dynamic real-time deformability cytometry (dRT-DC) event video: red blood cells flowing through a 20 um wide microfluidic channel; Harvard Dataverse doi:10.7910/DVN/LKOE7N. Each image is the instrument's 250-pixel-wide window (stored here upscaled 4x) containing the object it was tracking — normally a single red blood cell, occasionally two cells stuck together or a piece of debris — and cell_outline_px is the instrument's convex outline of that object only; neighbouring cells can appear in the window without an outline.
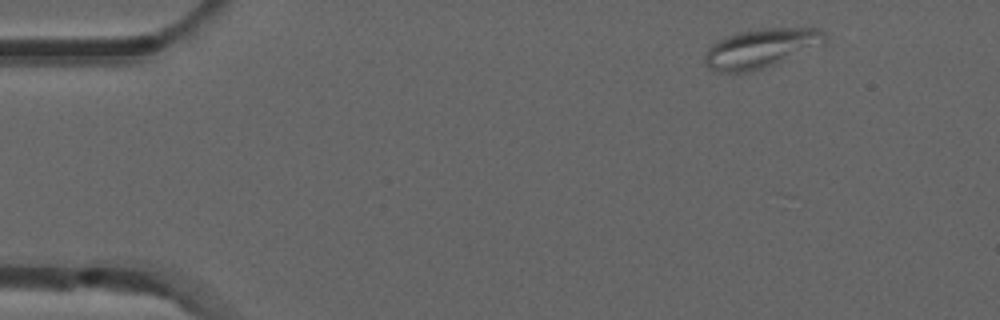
{"species": "common noctule bat (a hibernating species)", "species_latin": "Nyctalus noctula", "temperature_condition": "room temperature", "stored_images_in_passage": 3, "camera_frame_rate_fps": 3000, "um_per_image_px": 0.085, "animal": {"sex": "male", "forearm_length_mm": 52.5}, "frame": {"image": 1, "passage_image": 1, "time_ms": 0.0, "image_size_px": [1000, 320], "cell_outline_px": [[828, 40], [824, 44], [776, 64], [764, 68], [748, 72], [720, 72], [708, 68], [704, 64], [704, 56], [708, 48], [716, 40], [736, 32], [760, 28], [804, 24], [820, 28], [828, 36]], "centroid_in_image_um": [64.77, 4.04], "position_along_channel_um": 20.2, "area_um2": 28.73}}
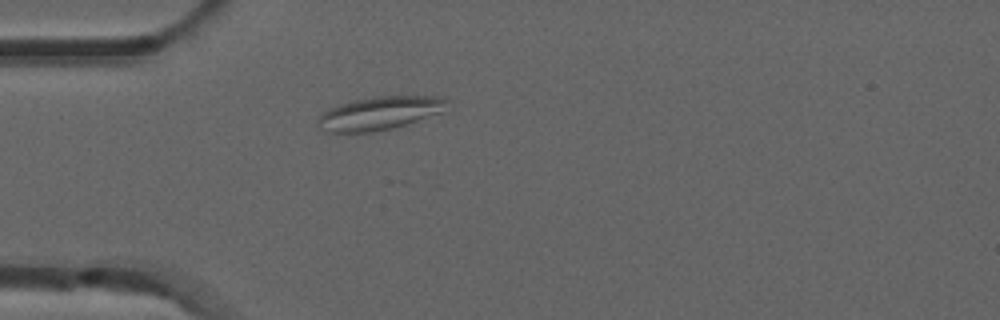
{"frame": {"image": 2, "passage_image": 3, "time_ms": 0.667, "image_size_px": [1000, 320], "cell_outline_px": [[448, 100], [444, 112], [380, 132], [328, 132], [316, 124], [316, 120], [328, 108], [340, 104], [356, 100], [376, 96], [440, 96]], "centroid_in_image_um": [32.28, 9.62], "position_along_channel_um": 52.7, "area_um2": 25.09}}